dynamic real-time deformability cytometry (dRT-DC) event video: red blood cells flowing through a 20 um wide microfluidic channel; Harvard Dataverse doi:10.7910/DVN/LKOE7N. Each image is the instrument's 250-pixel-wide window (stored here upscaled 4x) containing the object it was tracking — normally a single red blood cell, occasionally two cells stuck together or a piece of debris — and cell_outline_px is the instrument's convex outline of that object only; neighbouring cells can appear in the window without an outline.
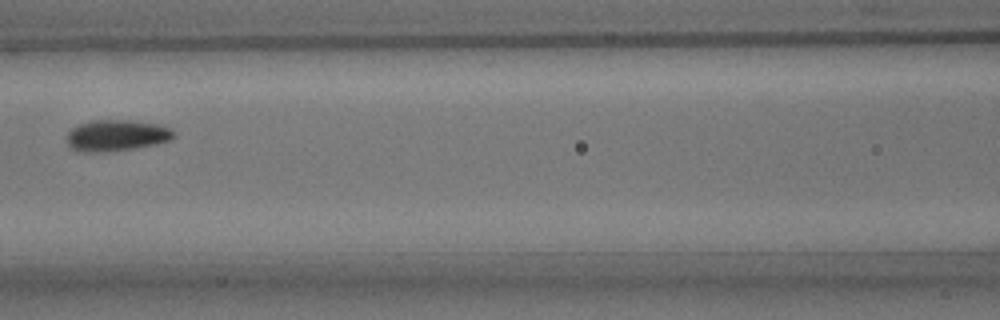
{"species": "common noctule bat (a hibernating species)", "species_latin": "Nyctalus noctula", "temperature_condition": "room temperature", "stored_images_in_passage": 5, "camera_frame_rate_fps": 3000, "um_per_image_px": 0.085, "animal": {"sex": "male", "body_mass_g": 15.6}, "frame": {"image": 1, "passage_image": 5, "time_ms": 4.667, "image_size_px": [1000, 320], "cell_outline_px": [[176, 136], [172, 140], [156, 144], [132, 148], [96, 152], [76, 152], [68, 144], [68, 132], [72, 128], [80, 124], [92, 120], [128, 120], [156, 124], [172, 128]], "centroid_in_image_um": [9.92, 11.51], "position_along_channel_um": 156.7, "area_um2": 19.36}}